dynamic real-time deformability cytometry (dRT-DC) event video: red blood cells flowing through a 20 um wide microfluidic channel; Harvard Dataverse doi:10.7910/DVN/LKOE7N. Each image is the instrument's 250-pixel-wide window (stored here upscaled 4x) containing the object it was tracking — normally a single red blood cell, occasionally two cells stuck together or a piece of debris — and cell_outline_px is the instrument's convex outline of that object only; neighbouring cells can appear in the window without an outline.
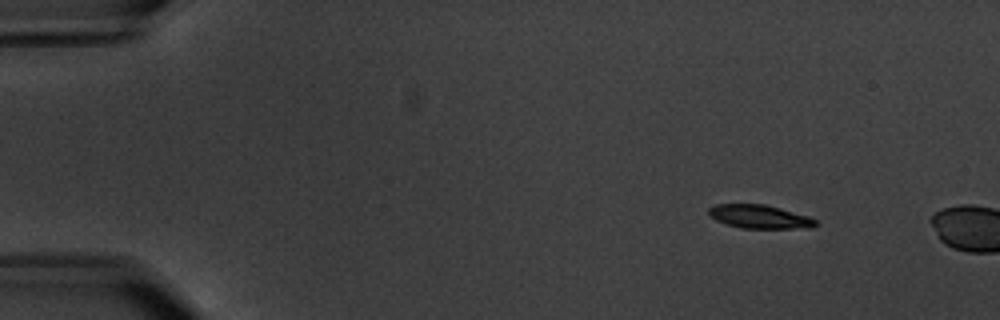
{"species": "common noctule bat (a hibernating species)", "species_latin": "Nyctalus noctula", "temperature_condition": "warm", "stored_images_in_passage": 3, "camera_frame_rate_fps": 3000, "um_per_image_px": 0.085, "animal": {"sex": "male", "body_mass_g": 20.1, "forearm_length_mm": 53.5}, "frame": {"image": 1, "passage_image": 2, "time_ms": 1.0, "image_size_px": [1000, 320], "cell_outline_px": [[820, 224], [812, 228], [740, 228], [716, 220], [708, 216], [708, 208], [716, 204], [764, 204], [780, 208], [808, 216], [816, 220]], "centroid_in_image_um": [64.57, 18.42], "position_along_channel_um": 20.4, "area_um2": 14.74}}